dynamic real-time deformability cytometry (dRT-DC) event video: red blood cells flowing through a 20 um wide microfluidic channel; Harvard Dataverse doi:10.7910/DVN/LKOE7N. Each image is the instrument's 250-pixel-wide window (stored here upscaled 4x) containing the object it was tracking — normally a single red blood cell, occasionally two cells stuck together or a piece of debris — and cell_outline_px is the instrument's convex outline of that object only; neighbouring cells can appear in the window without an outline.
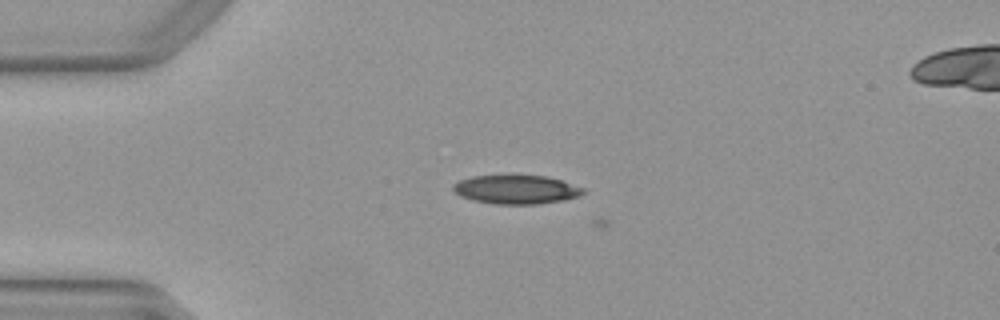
{"species": "Egyptian fruit bat (a non-hibernating species)", "species_latin": "Rousettus aegyptiacus", "temperature_condition": "warm", "stored_images_in_passage": 5, "camera_frame_rate_fps": 3000, "um_per_image_px": 0.085, "animal": {"sex": "female"}, "frame": {"image": 1, "passage_image": 4, "time_ms": 1.0, "image_size_px": [1000, 320], "cell_outline_px": [[588, 192], [580, 196], [564, 200], [540, 204], [492, 204], [472, 200], [460, 196], [452, 188], [452, 184], [460, 180], [472, 176], [548, 176], [584, 188]], "centroid_in_image_um": [43.9, 16.12], "position_along_channel_um": 41.1, "area_um2": 21.91}}